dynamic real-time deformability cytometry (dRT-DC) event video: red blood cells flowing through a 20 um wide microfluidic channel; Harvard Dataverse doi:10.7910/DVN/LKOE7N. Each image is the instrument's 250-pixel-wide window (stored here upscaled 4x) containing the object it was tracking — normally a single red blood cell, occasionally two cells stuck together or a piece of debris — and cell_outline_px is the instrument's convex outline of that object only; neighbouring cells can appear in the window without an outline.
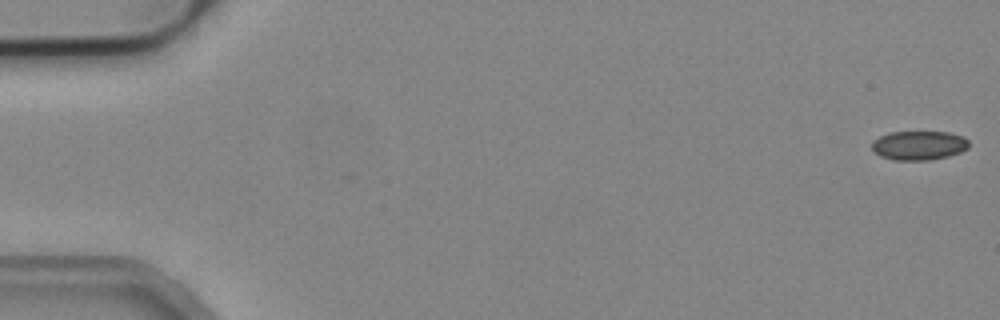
{"species": "common noctule bat (a hibernating species)", "species_latin": "Nyctalus noctula", "temperature_condition": "cold", "stored_images_in_passage": 53, "camera_frame_rate_fps": 3000, "um_per_image_px": 0.085, "animal": {"sex": "male", "body_mass_g": 19.2, "forearm_length_mm": 51.8}, "frame": {"image": 1, "passage_image": 1, "time_ms": 0.0, "image_size_px": [1000, 320], "cell_outline_px": [[968, 148], [960, 152], [948, 156], [928, 160], [892, 160], [880, 156], [872, 152], [872, 140], [888, 132], [948, 132], [964, 136], [968, 140]], "centroid_in_image_um": [78.07, 12.36], "position_along_channel_um": 6.9, "area_um2": 16.65}}
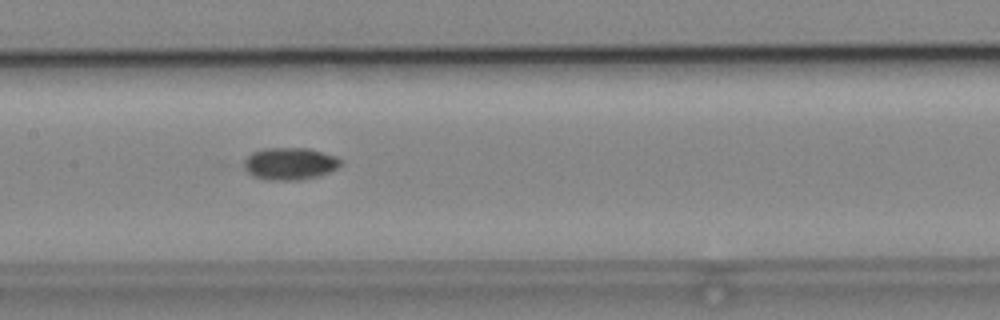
{"frame": {"image": 2, "passage_image": 26, "time_ms": 8.333, "image_size_px": [1000, 320], "cell_outline_px": [[344, 164], [340, 168], [316, 176], [296, 180], [268, 180], [252, 176], [244, 168], [244, 160], [252, 152], [264, 148], [308, 148], [336, 156]], "centroid_in_image_um": [24.64, 13.91], "position_along_channel_um": 182.8, "area_um2": 18.21}}
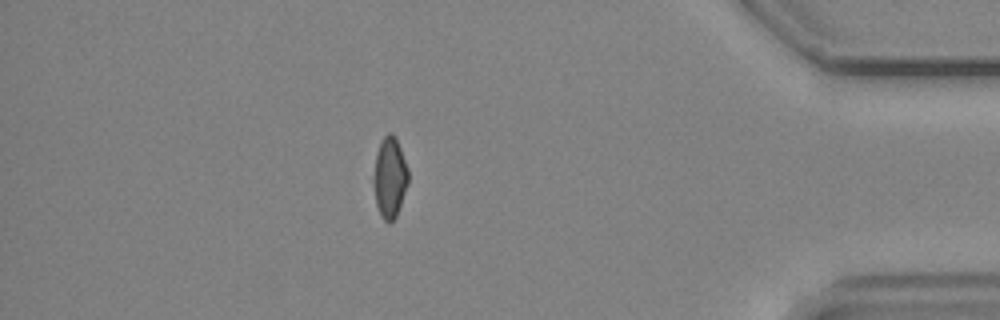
{"frame": {"image": 3, "passage_image": 46, "time_ms": 15.0, "image_size_px": [1000, 320], "cell_outline_px": [[408, 184], [396, 216], [392, 220], [384, 220], [380, 216], [376, 204], [372, 184], [372, 180], [376, 152], [384, 136], [388, 132], [392, 132], [396, 136], [408, 168]], "centroid_in_image_um": [33.11, 15.05], "position_along_channel_um": 402.1, "area_um2": 16.47}}